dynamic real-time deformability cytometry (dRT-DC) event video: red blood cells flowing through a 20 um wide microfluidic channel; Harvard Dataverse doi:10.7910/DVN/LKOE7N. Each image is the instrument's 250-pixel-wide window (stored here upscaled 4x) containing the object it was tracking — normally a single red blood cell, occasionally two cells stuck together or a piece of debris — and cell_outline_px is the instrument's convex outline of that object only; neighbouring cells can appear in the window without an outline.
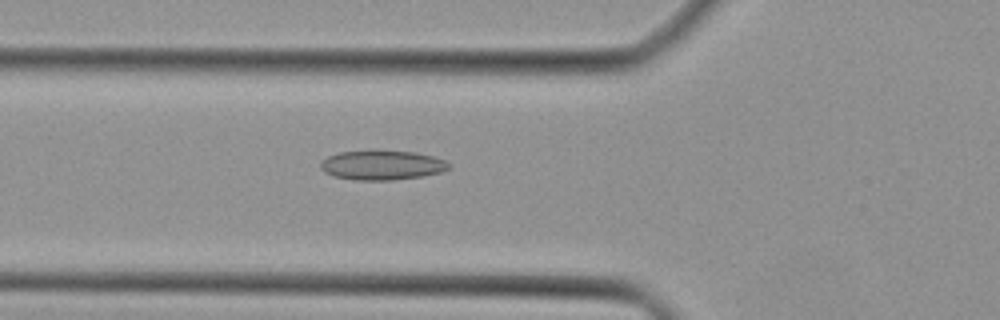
{"species": "Egyptian fruit bat (a non-hibernating species)", "species_latin": "Rousettus aegyptiacus", "temperature_condition": "cold", "stored_images_in_passage": 38, "camera_frame_rate_fps": 3000, "um_per_image_px": 0.085, "animal": {"sex": "female"}, "frame": {"image": 1, "passage_image": 9, "time_ms": 2.667, "image_size_px": [1000, 320], "cell_outline_px": [[448, 168], [440, 172], [420, 176], [392, 180], [356, 180], [332, 176], [324, 172], [320, 168], [320, 164], [328, 156], [340, 152], [416, 152], [432, 156], [444, 160], [448, 164]], "centroid_in_image_um": [32.43, 14.06], "position_along_channel_um": 93.4, "area_um2": 21.39}}
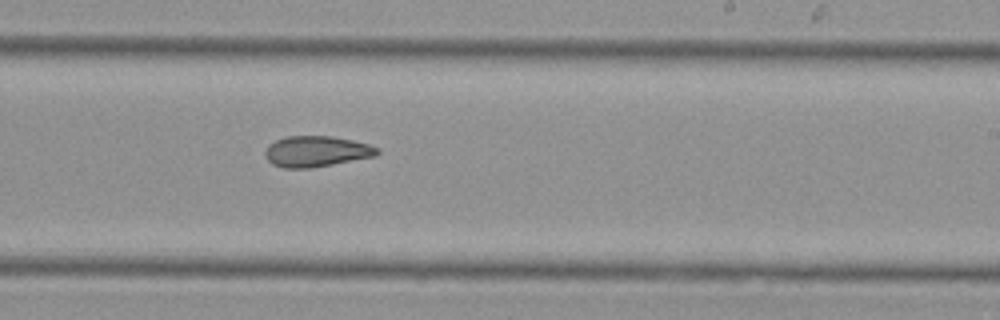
{"frame": {"image": 2, "passage_image": 20, "time_ms": 6.333, "image_size_px": [1000, 320], "cell_outline_px": [[380, 152], [376, 156], [312, 168], [284, 168], [272, 164], [264, 156], [264, 152], [268, 144], [276, 140], [288, 136], [332, 136], [352, 140], [368, 144], [380, 148]], "centroid_in_image_um": [26.89, 12.87], "position_along_channel_um": 262.1, "area_um2": 20.29}}
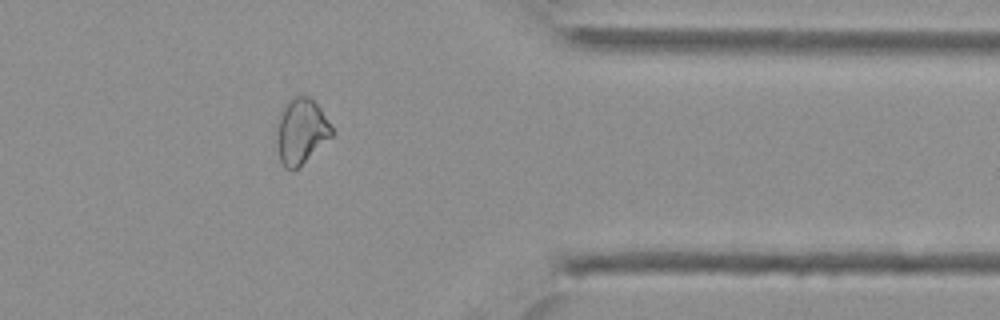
{"frame": {"image": 3, "passage_image": 29, "time_ms": 9.333, "image_size_px": [1000, 320], "cell_outline_px": [[332, 136], [292, 172], [284, 168], [280, 160], [276, 140], [276, 128], [280, 108], [288, 100], [296, 96], [308, 96], [320, 108], [332, 128]], "centroid_in_image_um": [25.54, 11.15], "position_along_channel_um": 385.9, "area_um2": 20.92}}